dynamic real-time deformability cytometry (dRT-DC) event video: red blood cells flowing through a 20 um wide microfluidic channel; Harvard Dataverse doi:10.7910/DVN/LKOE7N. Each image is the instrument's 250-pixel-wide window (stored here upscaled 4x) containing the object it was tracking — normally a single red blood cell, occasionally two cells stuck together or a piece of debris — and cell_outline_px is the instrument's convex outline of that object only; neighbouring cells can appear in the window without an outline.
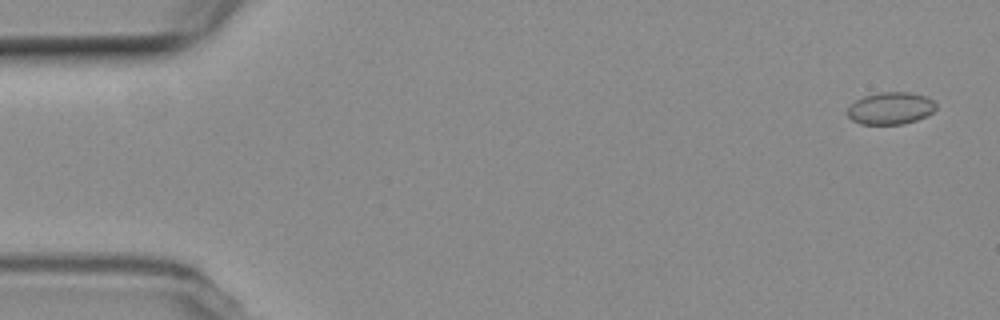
{"species": "common noctule bat (a hibernating species)", "species_latin": "Nyctalus noctula", "temperature_condition": "room temperature", "stored_images_in_passage": 10, "camera_frame_rate_fps": 3000, "um_per_image_px": 0.085, "animal": {"sex": "female", "body_mass_g": 19.3, "forearm_length_mm": 54.1}, "frame": {"image": 1, "passage_image": 1, "time_ms": 0.0, "image_size_px": [1000, 320], "cell_outline_px": [[936, 108], [928, 116], [904, 124], [860, 124], [852, 120], [848, 116], [848, 108], [856, 100], [864, 96], [880, 92], [908, 92], [924, 96], [932, 100], [936, 104]], "centroid_in_image_um": [75.71, 9.21], "position_along_channel_um": 9.3, "area_um2": 16.53}}
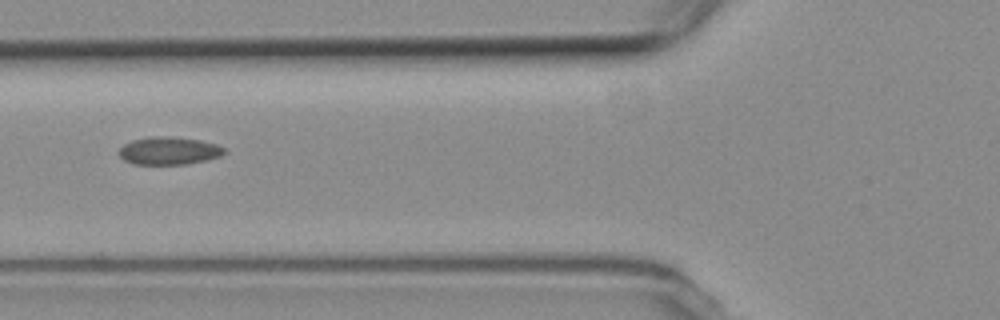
{"frame": {"image": 2, "passage_image": 6, "time_ms": 6.667, "image_size_px": [1000, 320], "cell_outline_px": [[224, 152], [220, 156], [208, 160], [188, 164], [132, 164], [124, 160], [120, 156], [120, 148], [124, 144], [132, 140], [148, 136], [172, 136], [200, 140], [216, 144], [224, 148]], "centroid_in_image_um": [14.35, 12.81], "position_along_channel_um": 111.4, "area_um2": 17.11}}
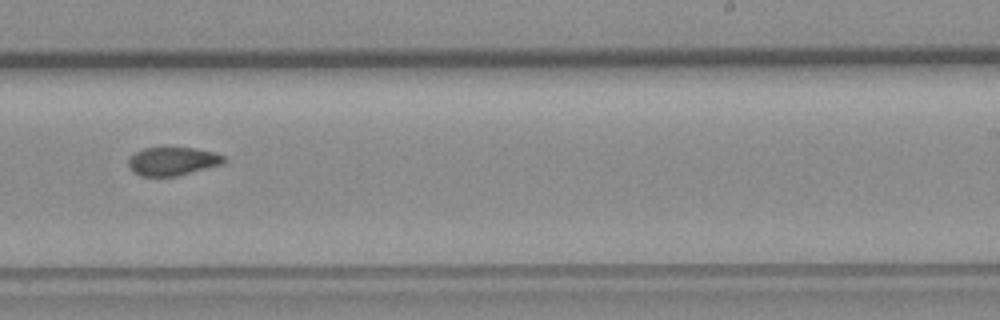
{"frame": {"image": 3, "passage_image": 10, "time_ms": 11.333, "image_size_px": [1000, 320], "cell_outline_px": [[228, 160], [224, 164], [176, 176], [140, 176], [128, 164], [128, 160], [136, 152], [144, 148], [196, 148], [212, 152], [224, 156]], "centroid_in_image_um": [14.73, 13.71], "position_along_channel_um": 274.3, "area_um2": 15.61}}